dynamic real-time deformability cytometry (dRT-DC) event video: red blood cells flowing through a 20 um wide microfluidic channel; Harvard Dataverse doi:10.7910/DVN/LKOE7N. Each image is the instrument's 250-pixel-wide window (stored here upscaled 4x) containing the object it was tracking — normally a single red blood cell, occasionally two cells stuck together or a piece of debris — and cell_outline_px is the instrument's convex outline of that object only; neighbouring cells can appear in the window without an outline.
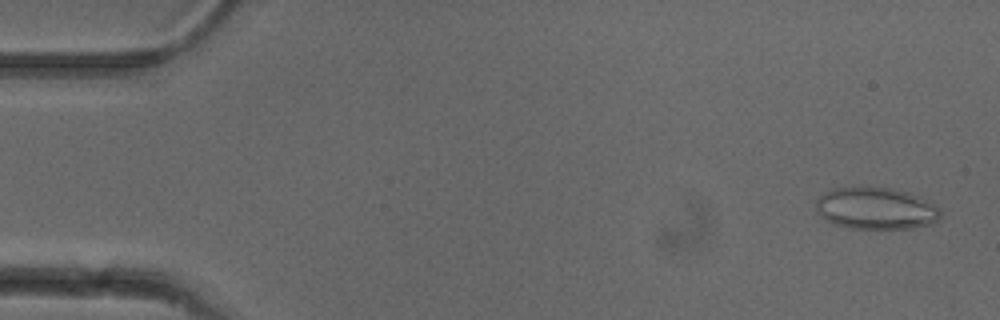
{"species": "common noctule bat (a hibernating species)", "species_latin": "Nyctalus noctula", "temperature_condition": "cold", "stored_images_in_passage": 52, "camera_frame_rate_fps": 3000, "um_per_image_px": 0.085, "animal": {"sex": "female"}, "frame": {"image": 1, "passage_image": 2, "time_ms": 0.333, "image_size_px": [1000, 320], "cell_outline_px": [[940, 220], [932, 224], [912, 228], [852, 228], [836, 224], [820, 216], [816, 212], [816, 200], [824, 192], [832, 188], [892, 188], [908, 192], [920, 196], [940, 208]], "centroid_in_image_um": [74.48, 17.72], "position_along_channel_um": 10.5, "area_um2": 30.29}}
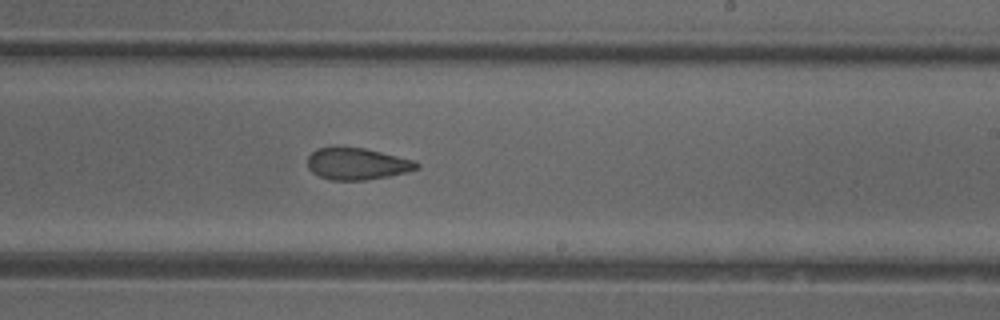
{"frame": {"image": 2, "passage_image": 31, "time_ms": 10.0, "image_size_px": [1000, 320], "cell_outline_px": [[420, 168], [388, 176], [364, 180], [332, 180], [320, 176], [312, 172], [308, 168], [308, 156], [316, 148], [336, 144], [364, 148], [416, 160], [420, 164]], "centroid_in_image_um": [30.32, 13.88], "position_along_channel_um": 258.7, "area_um2": 20.69}}
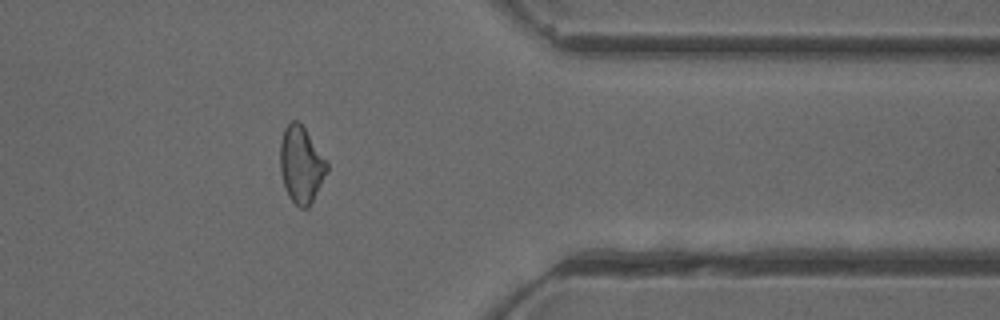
{"frame": {"image": 3, "passage_image": 42, "time_ms": 13.667, "image_size_px": [1000, 320], "cell_outline_px": [[328, 168], [308, 208], [300, 208], [288, 196], [284, 188], [280, 172], [280, 140], [284, 128], [292, 120], [296, 120], [304, 128], [328, 164]], "centroid_in_image_um": [25.55, 14.0], "position_along_channel_um": 385.9, "area_um2": 20.46}, "authors_computed_cell_mechanics": {"area_um2": 21.5016, "velocity_mm_per_s": 3.896, "shape_relaxation_time_tau1_ms": null, "shape_relaxation_time_tau2_ms": 2.9623, "deformation_change_tau1": null, "deformation_change_tau2": 0.1045}}